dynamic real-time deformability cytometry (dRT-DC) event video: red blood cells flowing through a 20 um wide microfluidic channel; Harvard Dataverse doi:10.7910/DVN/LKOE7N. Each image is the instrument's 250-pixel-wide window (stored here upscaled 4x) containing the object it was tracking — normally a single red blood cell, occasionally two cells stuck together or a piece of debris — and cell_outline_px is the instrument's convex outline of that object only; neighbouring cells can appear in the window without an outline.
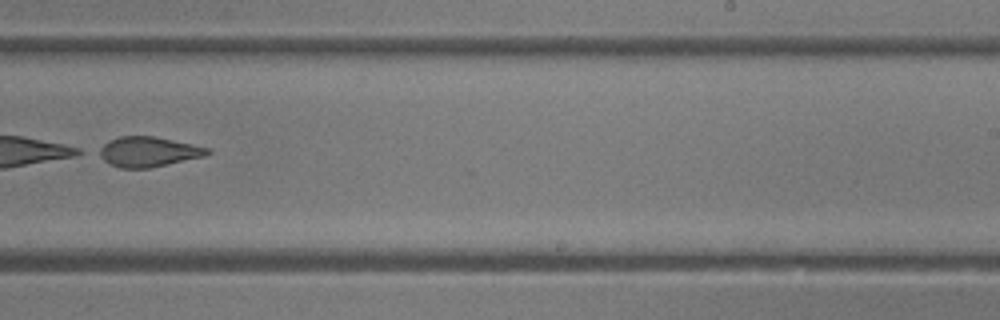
{"species": "common noctule bat (a hibernating species)", "species_latin": "Nyctalus noctula", "temperature_condition": "room temperature", "stored_images_in_passage": 30, "camera_frame_rate_fps": 3000, "um_per_image_px": 0.085, "animal": {"sex": "female"}, "frame": {"image": 1, "passage_image": 26, "time_ms": 8.333, "image_size_px": [1000, 320], "cell_outline_px": [[212, 152], [204, 156], [152, 168], [120, 168], [104, 160], [92, 152], [96, 148], [120, 136], [152, 136], [192, 144], [208, 148]], "centroid_in_image_um": [12.54, 12.91], "position_along_channel_um": 276.5, "area_um2": 19.02}}